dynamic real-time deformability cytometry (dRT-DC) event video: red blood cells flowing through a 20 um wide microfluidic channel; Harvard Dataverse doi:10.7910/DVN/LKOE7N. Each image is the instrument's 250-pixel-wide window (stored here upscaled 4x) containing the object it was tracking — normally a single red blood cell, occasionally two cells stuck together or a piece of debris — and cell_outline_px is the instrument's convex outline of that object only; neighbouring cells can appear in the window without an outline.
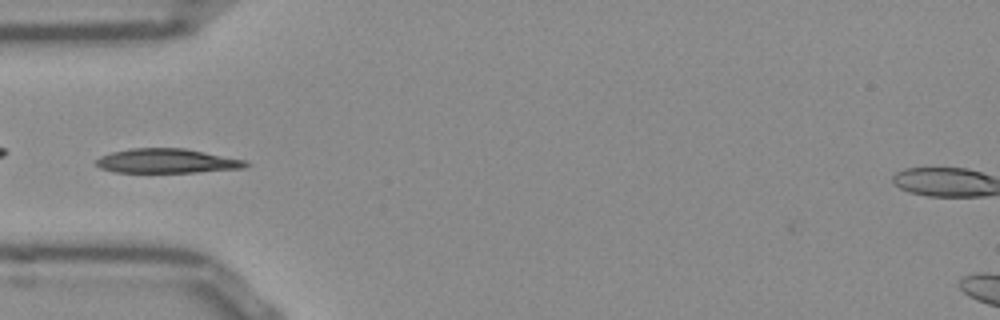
{"species": "Egyptian fruit bat (a non-hibernating species)", "species_latin": "Rousettus aegyptiacus", "temperature_condition": "room temperature", "stored_images_in_passage": 16, "camera_frame_rate_fps": 3000, "um_per_image_px": 0.085, "frame": {"image": 1, "passage_image": 1, "time_ms": 0.0, "image_size_px": [1000, 320], "cell_outline_px": [[252, 164], [244, 168], [196, 172], [116, 172], [100, 168], [96, 164], [96, 160], [100, 156], [112, 152], [132, 148], [184, 148], [244, 160]], "centroid_in_image_um": [14.18, 13.68], "position_along_channel_um": 70.8, "area_um2": 21.1}}
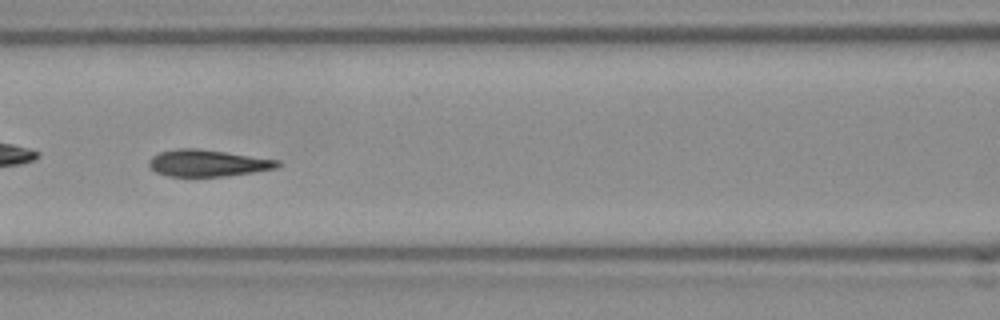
{"frame": {"image": 2, "passage_image": 7, "time_ms": 2.0, "image_size_px": [1000, 320], "cell_outline_px": [[280, 164], [276, 168], [228, 176], [168, 176], [156, 172], [148, 164], [152, 156], [160, 152], [180, 148], [196, 148], [280, 160]], "centroid_in_image_um": [17.65, 13.86], "position_along_channel_um": 149.0, "area_um2": 19.77}}
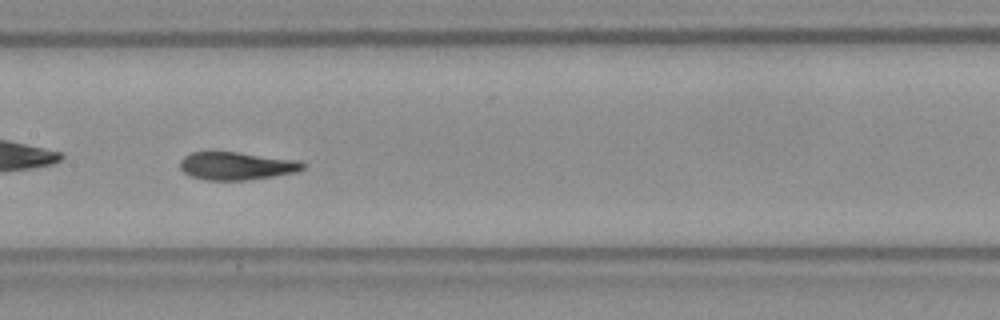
{"frame": {"image": 3, "passage_image": 10, "time_ms": 3.0, "image_size_px": [1000, 320], "cell_outline_px": [[308, 164], [304, 168], [296, 172], [248, 180], [204, 180], [192, 176], [184, 172], [180, 168], [180, 160], [184, 156], [192, 152], [236, 152], [300, 160]], "centroid_in_image_um": [20.13, 14.1], "position_along_channel_um": 187.3, "area_um2": 20.0}}